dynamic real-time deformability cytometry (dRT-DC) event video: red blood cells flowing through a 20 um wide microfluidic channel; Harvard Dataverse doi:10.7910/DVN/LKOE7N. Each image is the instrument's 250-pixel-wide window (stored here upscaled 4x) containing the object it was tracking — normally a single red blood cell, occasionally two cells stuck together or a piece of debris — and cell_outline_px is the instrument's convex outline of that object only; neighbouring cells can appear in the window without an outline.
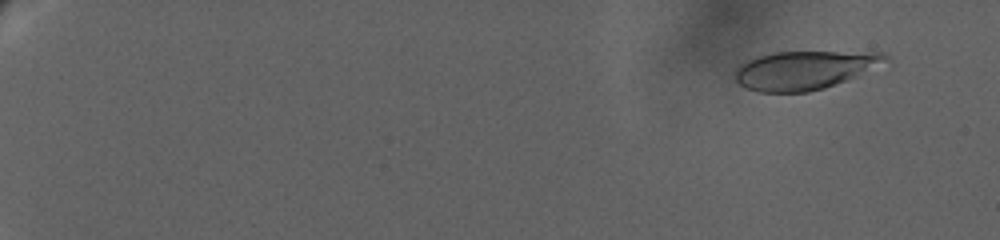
{"species": "human", "species_latin": "Homo sapiens", "temperature_condition": "warm", "stored_images_in_passage": 89, "camera_frame_rate_fps": 3000, "um_per_image_px": 0.085, "donor": {"sex": "female"}, "frame": {"image": 1, "passage_image": 5, "time_ms": 1.667, "image_size_px": [1000, 240], "cell_outline_px": [[888, 60], [844, 80], [824, 88], [808, 92], [760, 92], [748, 88], [740, 84], [736, 80], [736, 72], [748, 60], [756, 56], [776, 52], [880, 52], [888, 56]], "centroid_in_image_um": [68.34, 5.95], "position_along_channel_um": 16.7, "area_um2": 32.77}}
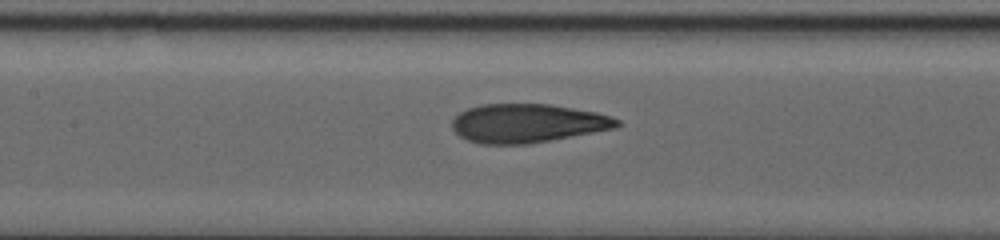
{"frame": {"image": 2, "passage_image": 50, "time_ms": 13.333, "image_size_px": [1000, 240], "cell_outline_px": [[620, 124], [612, 128], [528, 144], [480, 144], [468, 140], [460, 136], [452, 128], [452, 120], [460, 112], [468, 108], [480, 104], [552, 104], [596, 112], [612, 116], [620, 120]], "centroid_in_image_um": [44.79, 10.46], "position_along_channel_um": 162.6, "area_um2": 36.99}}
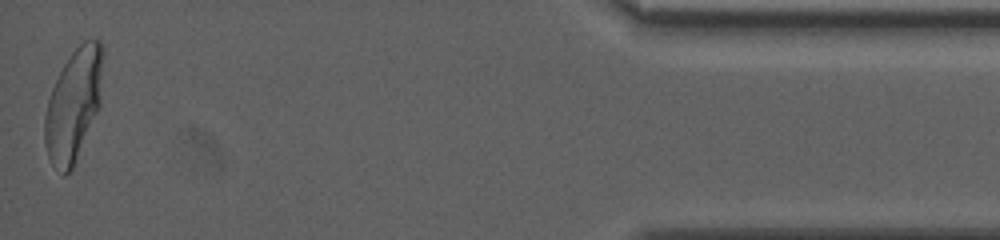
{"frame": {"image": 3, "passage_image": 89, "time_ms": 24.333, "image_size_px": [1000, 240], "cell_outline_px": [[104, 52], [100, 104], [72, 168], [64, 176], [52, 164], [48, 156], [44, 144], [44, 116], [48, 100], [52, 88], [64, 64], [72, 52], [84, 40], [100, 40], [104, 44]], "centroid_in_image_um": [6.25, 8.87], "position_along_channel_um": 428.9, "area_um2": 37.8}, "authors_computed_cell_mechanics": {"area_um2": 36.0094, "velocity_mm_per_s": 2.9948, "shape_relaxation_time_tau1_ms": 8.6761, "shape_relaxation_time_tau2_ms": null, "deformation_change_tau1": 0.283, "deformation_change_tau2": null}}